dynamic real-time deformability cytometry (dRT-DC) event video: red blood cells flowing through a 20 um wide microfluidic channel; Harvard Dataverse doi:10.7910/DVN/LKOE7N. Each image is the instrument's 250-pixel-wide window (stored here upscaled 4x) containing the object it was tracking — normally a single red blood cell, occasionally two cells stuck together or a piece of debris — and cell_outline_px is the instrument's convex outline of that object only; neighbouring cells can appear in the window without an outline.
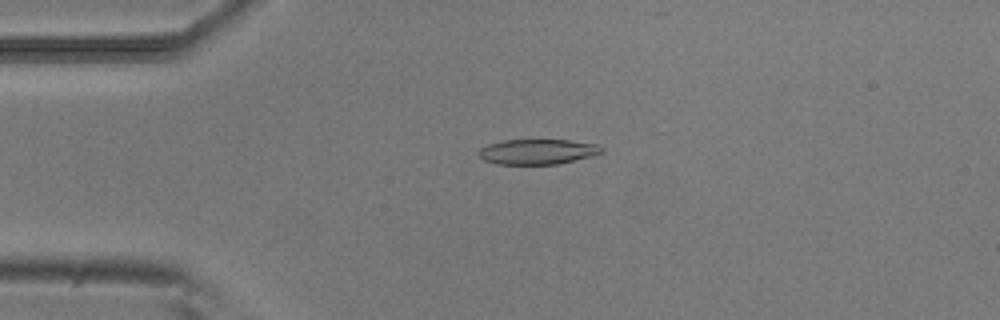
{"species": "common noctule bat (a hibernating species)", "species_latin": "Nyctalus noctula", "temperature_condition": "room temperature", "stored_images_in_passage": 24, "camera_frame_rate_fps": 3000, "um_per_image_px": 0.085, "animal": {"sex": "male", "body_mass_g": 20.5, "forearm_length_mm": 52.5}, "frame": {"image": 1, "passage_image": 12, "time_ms": 3.667, "image_size_px": [1000, 320], "cell_outline_px": [[604, 152], [592, 156], [556, 164], [496, 164], [484, 160], [476, 152], [480, 148], [488, 144], [504, 140], [568, 140], [596, 144], [604, 148]], "centroid_in_image_um": [45.68, 12.89], "position_along_channel_um": 39.3, "area_um2": 18.03}}
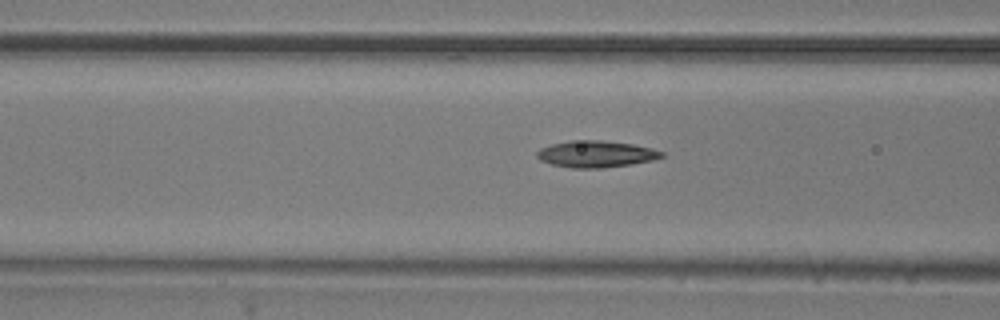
{"frame": {"image": 2, "passage_image": 20, "time_ms": 6.333, "image_size_px": [1000, 320], "cell_outline_px": [[664, 156], [652, 160], [632, 164], [600, 168], [572, 168], [552, 164], [540, 160], [536, 156], [536, 152], [540, 148], [552, 144], [572, 140], [600, 140], [632, 144], [652, 148], [664, 152]], "centroid_in_image_um": [50.65, 13.09], "position_along_channel_um": 115.9, "area_um2": 19.31}}
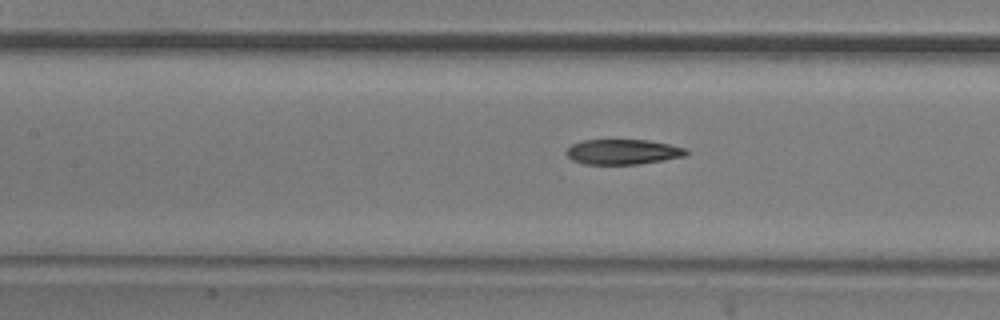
{"frame": {"image": 3, "passage_image": 23, "time_ms": 7.333, "image_size_px": [1000, 320], "cell_outline_px": [[688, 152], [684, 156], [664, 160], [636, 164], [584, 164], [572, 160], [564, 152], [572, 144], [584, 140], [648, 140], [688, 148]], "centroid_in_image_um": [52.94, 12.9], "position_along_channel_um": 154.5, "area_um2": 17.51}}